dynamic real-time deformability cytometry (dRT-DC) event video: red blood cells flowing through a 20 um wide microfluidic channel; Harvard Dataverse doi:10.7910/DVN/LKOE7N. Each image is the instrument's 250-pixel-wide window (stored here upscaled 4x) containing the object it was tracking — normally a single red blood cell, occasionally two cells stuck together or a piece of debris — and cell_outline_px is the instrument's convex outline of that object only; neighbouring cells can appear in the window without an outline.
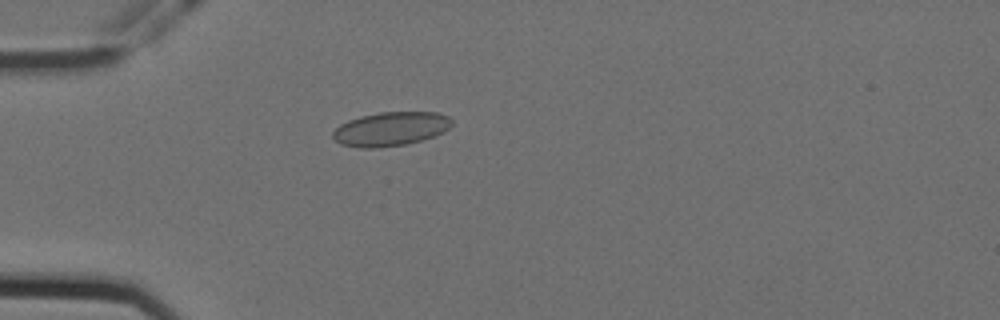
{"species": "Egyptian fruit bat (a non-hibernating species)", "species_latin": "Rousettus aegyptiacus", "temperature_condition": "cold", "stored_images_in_passage": 39, "camera_frame_rate_fps": 3000, "um_per_image_px": 0.085, "animal": {"sex": "female"}, "frame": {"image": 1, "passage_image": 5, "time_ms": 1.333, "image_size_px": [1000, 320], "cell_outline_px": [[452, 124], [444, 132], [420, 140], [404, 144], [376, 148], [360, 148], [340, 144], [332, 136], [332, 132], [340, 124], [348, 120], [360, 116], [380, 112], [436, 112], [448, 116], [452, 120]], "centroid_in_image_um": [33.18, 10.95], "position_along_channel_um": 51.8, "area_um2": 23.47}}
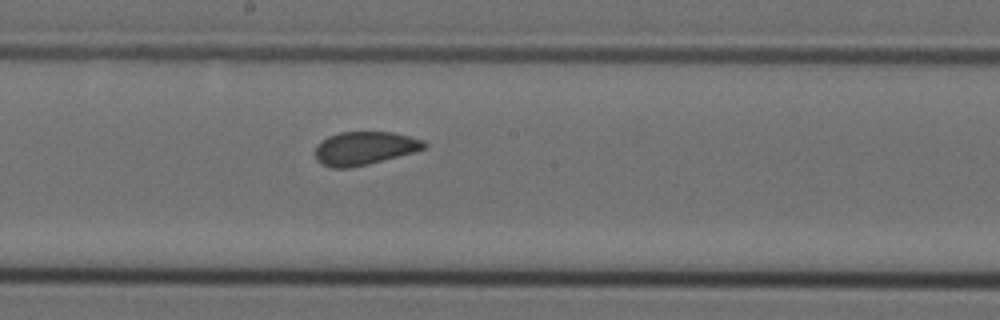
{"frame": {"image": 2, "passage_image": 20, "time_ms": 6.333, "image_size_px": [1000, 320], "cell_outline_px": [[428, 144], [424, 148], [416, 152], [352, 168], [332, 168], [316, 160], [316, 144], [328, 136], [340, 132], [392, 132], [424, 140]], "centroid_in_image_um": [30.99, 12.6], "position_along_channel_um": 217.2, "area_um2": 21.21}}
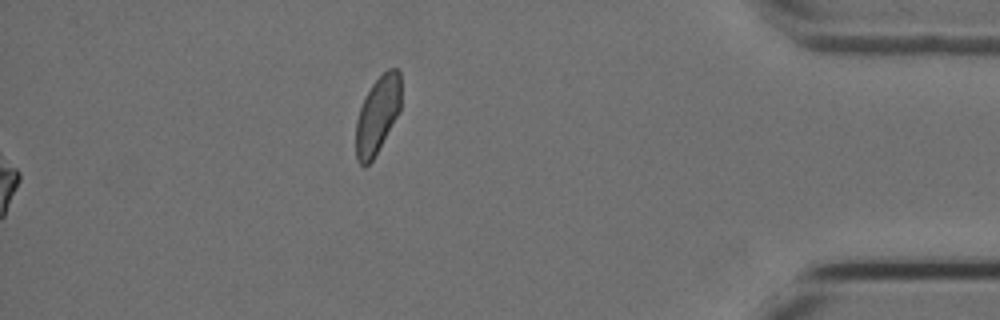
{"frame": {"image": 3, "passage_image": 39, "time_ms": 12.667, "image_size_px": [1000, 320], "cell_outline_px": [[400, 112], [372, 160], [364, 168], [356, 160], [356, 120], [364, 96], [372, 84], [388, 68], [396, 68], [400, 72]], "centroid_in_image_um": [32.08, 9.77], "position_along_channel_um": 403.1, "area_um2": 20.29}, "authors_computed_cell_mechanics": {"area_um2": 21.8484, "velocity_mm_per_s": 3.5578, "shape_relaxation_time_tau1_ms": null, "shape_relaxation_time_tau2_ms": 0.8779, "deformation_change_tau1": null, "deformation_change_tau2": 0.0676}}